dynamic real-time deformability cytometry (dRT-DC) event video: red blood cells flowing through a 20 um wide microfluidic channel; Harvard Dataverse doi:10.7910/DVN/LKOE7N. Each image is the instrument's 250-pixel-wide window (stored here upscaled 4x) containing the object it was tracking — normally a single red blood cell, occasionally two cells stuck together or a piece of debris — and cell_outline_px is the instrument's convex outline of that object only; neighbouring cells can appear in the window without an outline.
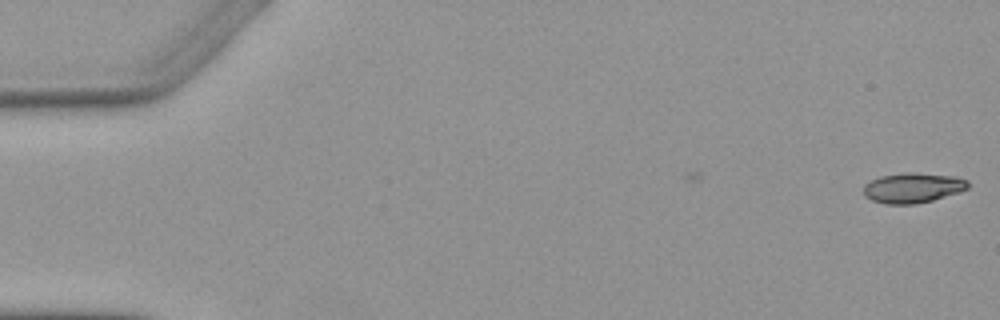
{"species": "Egyptian fruit bat (a non-hibernating species)", "species_latin": "Rousettus aegyptiacus", "temperature_condition": "warm", "stored_images_in_passage": 3, "camera_frame_rate_fps": 3000, "um_per_image_px": 0.085, "animal": {"sex": "female"}, "frame": {"image": 1, "passage_image": 1, "time_ms": 0.0, "image_size_px": [1000, 320], "cell_outline_px": [[968, 188], [932, 200], [916, 204], [884, 204], [872, 200], [864, 196], [864, 184], [880, 176], [908, 172], [912, 172], [956, 176], [968, 180]], "centroid_in_image_um": [77.56, 15.96], "position_along_channel_um": 7.4, "area_um2": 18.21}}